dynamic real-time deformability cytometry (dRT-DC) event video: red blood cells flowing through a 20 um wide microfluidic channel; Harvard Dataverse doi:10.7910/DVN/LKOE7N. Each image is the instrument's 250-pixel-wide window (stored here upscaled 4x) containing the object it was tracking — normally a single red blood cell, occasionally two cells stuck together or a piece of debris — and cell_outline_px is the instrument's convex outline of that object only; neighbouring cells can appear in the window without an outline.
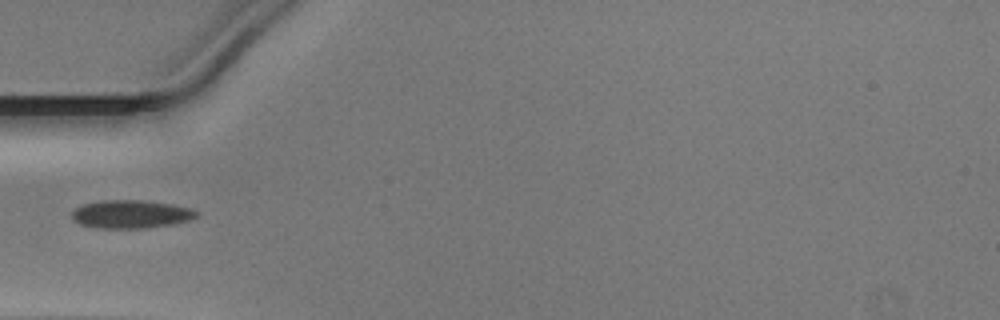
{"species": "Egyptian fruit bat (a non-hibernating species)", "species_latin": "Rousettus aegyptiacus", "temperature_condition": "warm", "stored_images_in_passage": 34, "camera_frame_rate_fps": 3000, "um_per_image_px": 0.085, "animal": {"sex": "male"}, "frame": {"image": 1, "passage_image": 1, "time_ms": 0.0, "image_size_px": [1000, 320], "cell_outline_px": [[200, 212], [196, 216], [188, 220], [172, 224], [144, 228], [100, 228], [80, 224], [72, 216], [72, 212], [76, 208], [84, 204], [100, 200], [144, 200], [172, 204], [192, 208]], "centroid_in_image_um": [11.16, 18.19], "position_along_channel_um": 73.8, "area_um2": 20.35}}
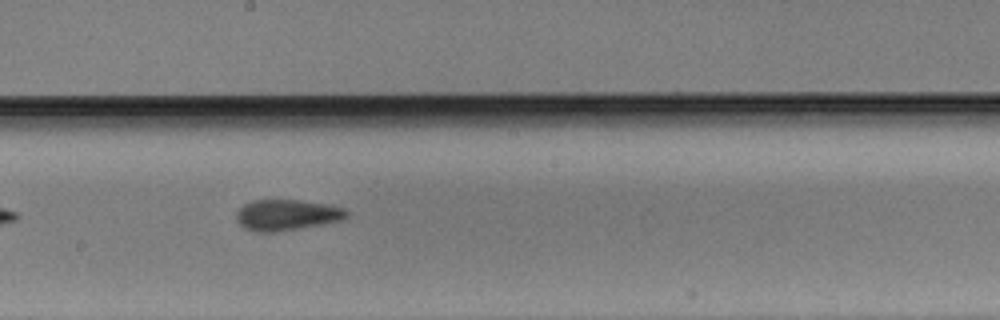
{"frame": {"image": 2, "passage_image": 12, "time_ms": 3.667, "image_size_px": [1000, 320], "cell_outline_px": [[348, 216], [340, 220], [320, 224], [276, 232], [256, 232], [244, 228], [236, 220], [236, 212], [244, 204], [252, 200], [296, 200], [324, 204], [348, 208]], "centroid_in_image_um": [24.35, 18.27], "position_along_channel_um": 223.9, "area_um2": 19.71}}
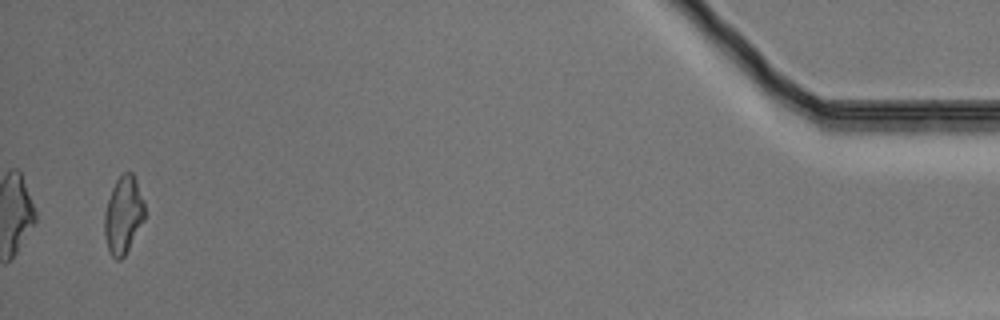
{"frame": {"image": 3, "passage_image": 33, "time_ms": 10.667, "image_size_px": [1000, 320], "cell_outline_px": [[144, 220], [124, 256], [120, 260], [116, 260], [112, 256], [108, 248], [104, 232], [104, 212], [112, 188], [116, 180], [124, 172], [132, 172], [136, 180], [144, 200]], "centroid_in_image_um": [10.48, 18.26], "position_along_channel_um": 424.7, "area_um2": 17.98}}